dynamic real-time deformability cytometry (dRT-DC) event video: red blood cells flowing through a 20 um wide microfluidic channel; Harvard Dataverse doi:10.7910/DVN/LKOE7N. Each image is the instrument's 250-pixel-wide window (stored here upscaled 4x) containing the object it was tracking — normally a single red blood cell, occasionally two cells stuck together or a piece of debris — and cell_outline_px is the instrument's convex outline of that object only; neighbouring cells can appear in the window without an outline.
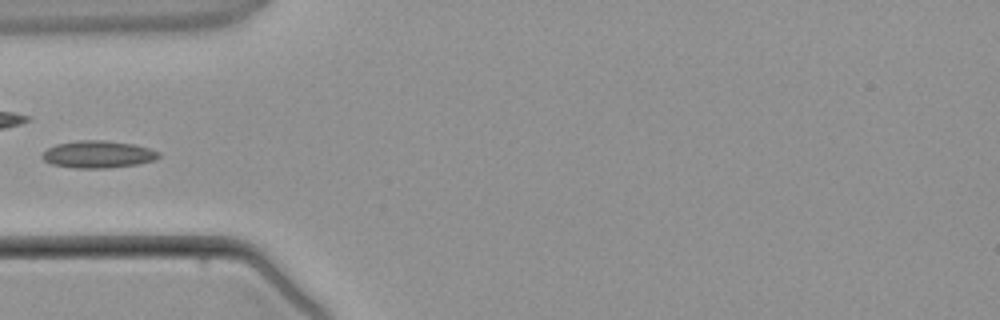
{"species": "common noctule bat (a hibernating species)", "species_latin": "Nyctalus noctula", "temperature_condition": "warm", "stored_images_in_passage": 3, "camera_frame_rate_fps": 3000, "um_per_image_px": 0.085, "animal": {"sex": "male", "body_mass_g": 21.5, "forearm_length_mm": 52.0}, "frame": {"image": 1, "passage_image": 3, "time_ms": 2.333, "image_size_px": [1000, 320], "cell_outline_px": [[160, 156], [156, 160], [136, 164], [108, 168], [72, 168], [52, 164], [44, 160], [40, 156], [48, 148], [56, 144], [80, 140], [104, 140], [136, 144], [160, 152]], "centroid_in_image_um": [8.34, 13.12], "position_along_channel_um": 76.7, "area_um2": 18.55}}